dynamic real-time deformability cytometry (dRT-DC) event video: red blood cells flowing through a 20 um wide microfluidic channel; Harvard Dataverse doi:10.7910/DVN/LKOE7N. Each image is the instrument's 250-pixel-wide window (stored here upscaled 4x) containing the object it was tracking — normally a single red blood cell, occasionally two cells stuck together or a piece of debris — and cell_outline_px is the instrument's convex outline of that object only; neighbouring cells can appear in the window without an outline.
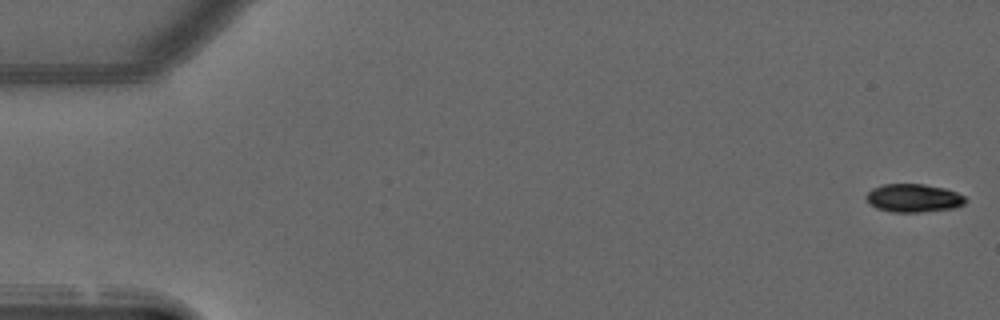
{"species": "common noctule bat (a hibernating species)", "species_latin": "Nyctalus noctula", "temperature_condition": "warm", "stored_images_in_passage": 52, "camera_frame_rate_fps": 3000, "um_per_image_px": 0.085, "animal": {"sex": "male", "forearm_length_mm": 52.5}, "frame": {"image": 1, "passage_image": 1, "time_ms": 0.0, "image_size_px": [1000, 320], "cell_outline_px": [[968, 200], [964, 204], [956, 208], [920, 212], [892, 212], [876, 208], [864, 196], [872, 188], [884, 184], [924, 184], [944, 188], [956, 192], [964, 196]], "centroid_in_image_um": [77.67, 16.83], "position_along_channel_um": 7.3, "area_um2": 16.36}}
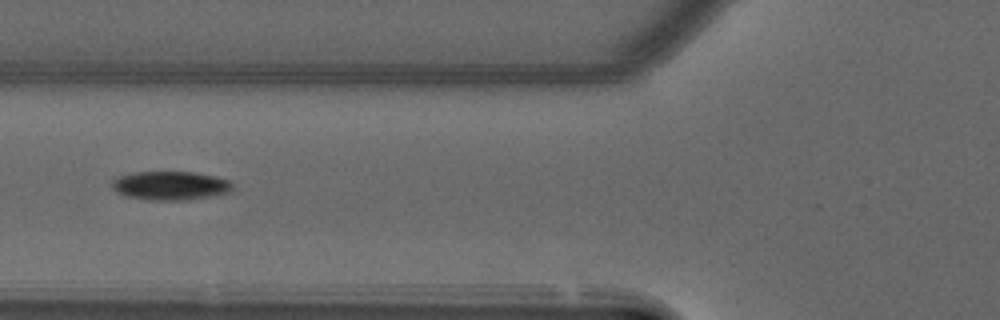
{"frame": {"image": 2, "passage_image": 20, "time_ms": 6.333, "image_size_px": [1000, 320], "cell_outline_px": [[232, 188], [228, 192], [212, 196], [188, 200], [152, 200], [128, 196], [116, 192], [112, 188], [112, 180], [120, 176], [132, 172], [192, 172], [212, 176], [228, 180], [232, 184]], "centroid_in_image_um": [14.46, 15.78], "position_along_channel_um": 111.3, "area_um2": 20.0}}
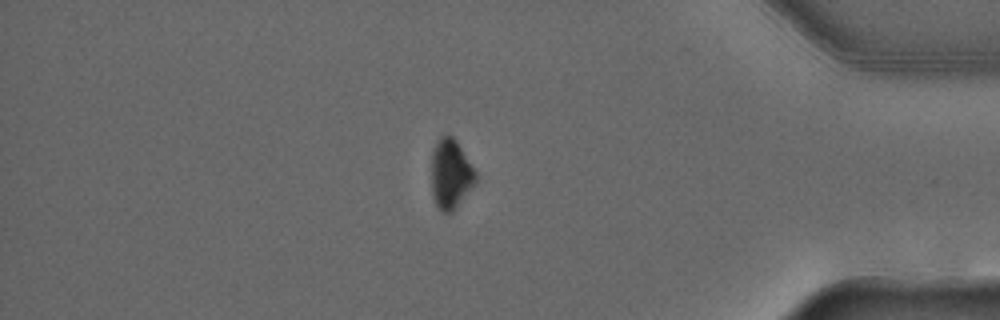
{"frame": {"image": 3, "passage_image": 44, "time_ms": 14.333, "image_size_px": [1000, 320], "cell_outline_px": [[476, 180], [472, 188], [452, 212], [440, 212], [432, 196], [432, 148], [440, 136], [452, 136], [456, 140], [476, 172]], "centroid_in_image_um": [38.29, 14.8], "position_along_channel_um": 396.9, "area_um2": 17.86}, "authors_computed_cell_mechanics": {"area_um2": 19.0162, "velocity_mm_per_s": 3.9806, "shape_relaxation_time_tau1_ms": 6.3381, "shape_relaxation_time_tau2_ms": null, "deformation_change_tau1": 0.1683, "deformation_change_tau2": null}}